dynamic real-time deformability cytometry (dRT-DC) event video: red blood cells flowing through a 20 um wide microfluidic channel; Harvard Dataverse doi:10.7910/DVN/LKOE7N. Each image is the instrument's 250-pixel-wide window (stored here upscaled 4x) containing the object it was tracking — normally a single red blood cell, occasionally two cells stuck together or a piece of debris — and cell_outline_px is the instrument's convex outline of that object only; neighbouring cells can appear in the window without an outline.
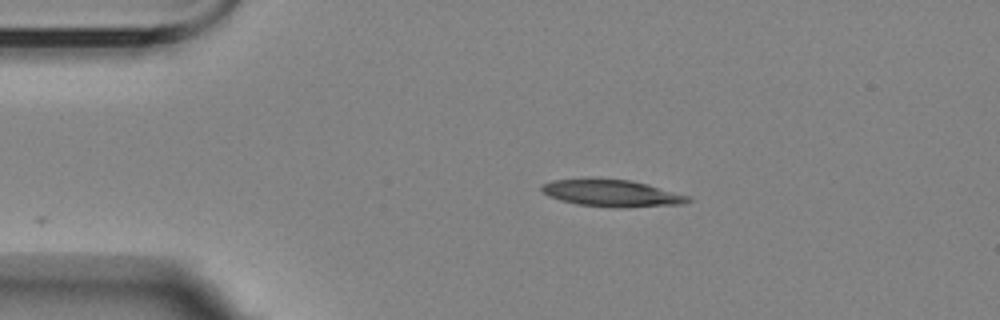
{"species": "Egyptian fruit bat (a non-hibernating species)", "species_latin": "Rousettus aegyptiacus", "temperature_condition": "room temperature", "stored_images_in_passage": 2, "camera_frame_rate_fps": 3000, "um_per_image_px": 0.085, "animal": {"sex": "female"}, "frame": {"image": 1, "passage_image": 2, "time_ms": 1.333, "image_size_px": [1000, 320], "cell_outline_px": [[692, 200], [684, 204], [628, 208], [620, 208], [576, 204], [560, 200], [548, 196], [540, 188], [544, 184], [552, 180], [632, 180], [648, 184], [688, 196]], "centroid_in_image_um": [52.06, 16.45], "position_along_channel_um": 32.9, "area_um2": 22.54}}